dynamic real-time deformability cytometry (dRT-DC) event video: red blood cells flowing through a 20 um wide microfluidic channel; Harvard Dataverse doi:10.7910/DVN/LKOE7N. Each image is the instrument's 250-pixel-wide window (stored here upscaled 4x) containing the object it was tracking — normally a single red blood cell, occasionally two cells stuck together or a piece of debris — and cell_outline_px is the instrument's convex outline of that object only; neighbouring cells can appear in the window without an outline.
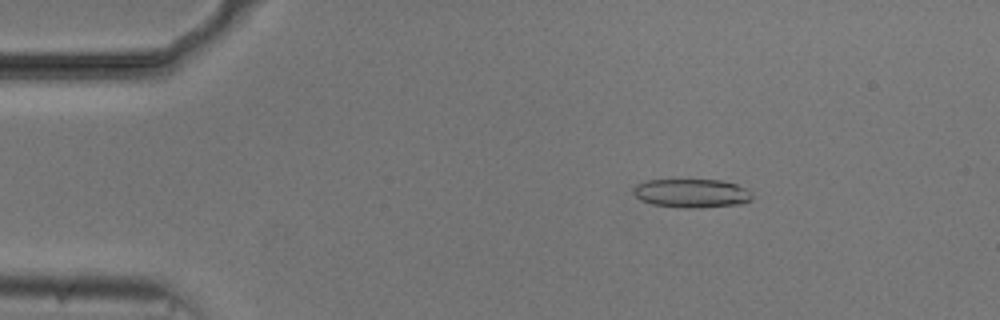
{"species": "common noctule bat (a hibernating species)", "species_latin": "Nyctalus noctula", "temperature_condition": "cold", "stored_images_in_passage": 54, "camera_frame_rate_fps": 3000, "um_per_image_px": 0.085, "animal": {"sex": "male", "body_mass_g": 20.5, "forearm_length_mm": 52.5}, "frame": {"image": 1, "passage_image": 9, "time_ms": 2.667, "image_size_px": [1000, 320], "cell_outline_px": [[752, 200], [744, 204], [700, 208], [684, 208], [652, 204], [640, 200], [632, 192], [632, 188], [636, 184], [648, 180], [720, 180], [736, 184], [752, 192]], "centroid_in_image_um": [58.8, 16.44], "position_along_channel_um": 26.2, "area_um2": 20.11}}
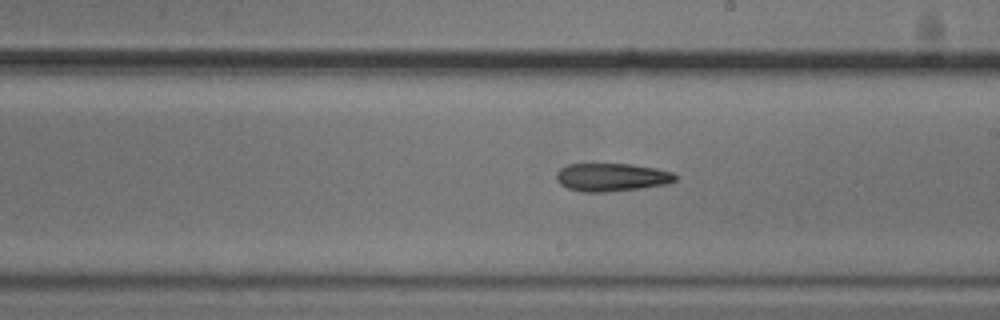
{"frame": {"image": 2, "passage_image": 31, "time_ms": 10.0, "image_size_px": [1000, 320], "cell_outline_px": [[676, 180], [668, 184], [640, 188], [608, 192], [580, 192], [568, 188], [560, 184], [556, 176], [556, 172], [560, 168], [568, 164], [632, 164], [656, 168], [672, 172], [676, 176]], "centroid_in_image_um": [51.98, 15.06], "position_along_channel_um": 237.0, "area_um2": 19.54}}
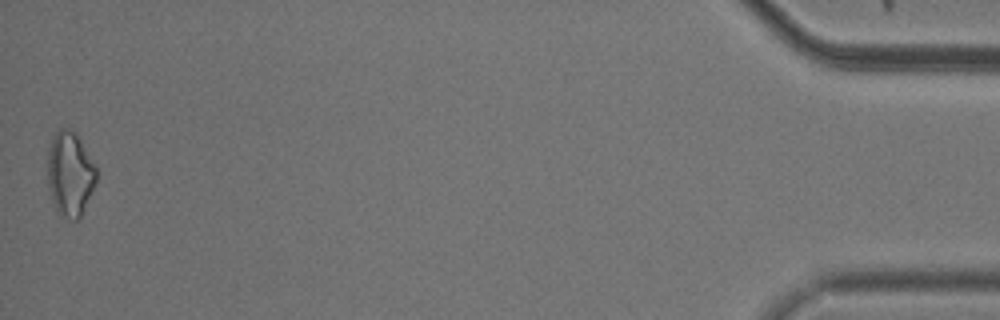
{"frame": {"image": 3, "passage_image": 54, "time_ms": 17.667, "image_size_px": [1000, 320], "cell_outline_px": [[96, 180], [80, 220], [72, 220], [60, 212], [56, 208], [52, 200], [48, 184], [48, 148], [52, 136], [60, 128], [68, 128], [76, 132], [96, 168]], "centroid_in_image_um": [5.94, 14.75], "position_along_channel_um": 429.3, "area_um2": 23.76}, "authors_computed_cell_mechanics": {"area_um2": 20.23, "velocity_mm_per_s": 3.7317, "shape_relaxation_time_tau1_ms": 3.5045, "shape_relaxation_time_tau2_ms": 9.2924, "deformation_change_tau1": 0.1044, "deformation_change_tau2": 0.2462}}